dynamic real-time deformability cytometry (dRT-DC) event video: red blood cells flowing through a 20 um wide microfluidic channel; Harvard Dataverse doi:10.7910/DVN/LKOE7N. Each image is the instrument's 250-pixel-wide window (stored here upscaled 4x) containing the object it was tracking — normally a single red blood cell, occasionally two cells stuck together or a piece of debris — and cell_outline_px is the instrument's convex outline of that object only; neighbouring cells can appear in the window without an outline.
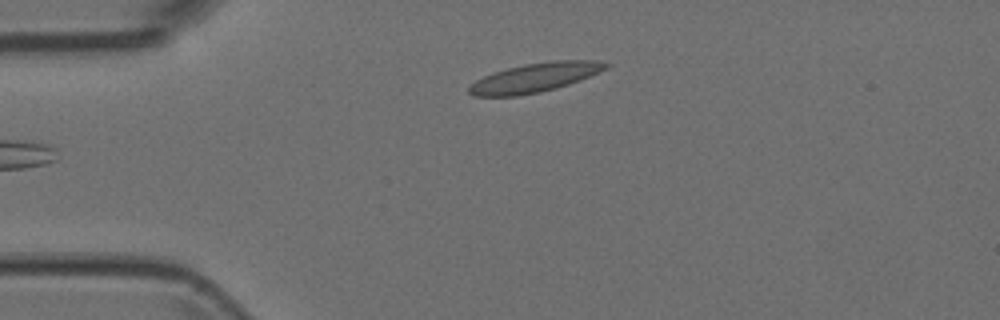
{"species": "Egyptian fruit bat (a non-hibernating species)", "species_latin": "Rousettus aegyptiacus", "temperature_condition": "room temperature", "stored_images_in_passage": 3, "camera_frame_rate_fps": 3000, "um_per_image_px": 0.085, "animal": {"sex": "female"}, "frame": {"image": 1, "passage_image": 1, "time_ms": 0.0, "image_size_px": [1000, 320], "cell_outline_px": [[612, 64], [608, 68], [600, 72], [580, 80], [556, 88], [540, 92], [516, 96], [472, 96], [468, 92], [468, 88], [476, 80], [492, 72], [524, 64], [552, 60], [596, 60]], "centroid_in_image_um": [45.49, 6.59], "position_along_channel_um": 39.5, "area_um2": 23.29}}
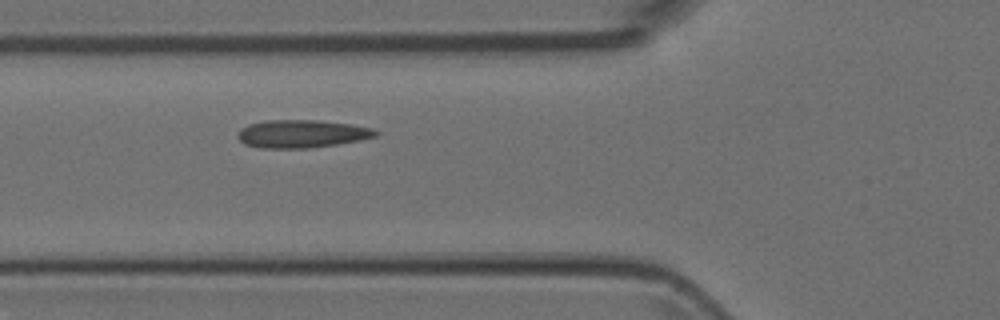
{"frame": {"image": 2, "passage_image": 3, "time_ms": 0.667, "image_size_px": [1000, 320], "cell_outline_px": [[380, 132], [376, 136], [360, 140], [336, 144], [308, 148], [260, 148], [244, 144], [236, 136], [236, 132], [240, 128], [248, 124], [264, 120], [316, 120], [352, 124], [376, 128]], "centroid_in_image_um": [25.64, 11.36], "position_along_channel_um": 100.2, "area_um2": 22.72}}